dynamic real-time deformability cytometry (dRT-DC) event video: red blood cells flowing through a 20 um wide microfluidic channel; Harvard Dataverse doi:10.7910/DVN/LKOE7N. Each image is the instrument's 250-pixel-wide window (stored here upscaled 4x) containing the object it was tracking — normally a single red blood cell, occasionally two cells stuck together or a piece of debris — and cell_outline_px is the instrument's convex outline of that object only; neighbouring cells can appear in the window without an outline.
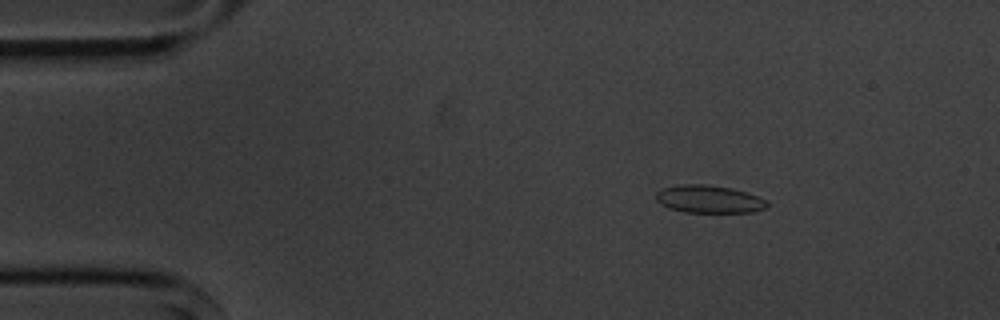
{"species": "common noctule bat (a hibernating species)", "species_latin": "Nyctalus noctula", "temperature_condition": "cold", "stored_images_in_passage": 3, "camera_frame_rate_fps": 3000, "um_per_image_px": 0.085, "animal": {"sex": "male", "body_mass_g": 20.1, "forearm_length_mm": 53.5}, "frame": {"image": 1, "passage_image": 2, "time_ms": 1.0, "image_size_px": [1000, 320], "cell_outline_px": [[768, 204], [764, 208], [752, 212], [684, 212], [668, 208], [660, 204], [656, 200], [656, 192], [664, 188], [680, 184], [704, 184], [732, 188], [748, 192], [764, 200]], "centroid_in_image_um": [60.22, 16.92], "position_along_channel_um": 24.8, "area_um2": 17.86}}